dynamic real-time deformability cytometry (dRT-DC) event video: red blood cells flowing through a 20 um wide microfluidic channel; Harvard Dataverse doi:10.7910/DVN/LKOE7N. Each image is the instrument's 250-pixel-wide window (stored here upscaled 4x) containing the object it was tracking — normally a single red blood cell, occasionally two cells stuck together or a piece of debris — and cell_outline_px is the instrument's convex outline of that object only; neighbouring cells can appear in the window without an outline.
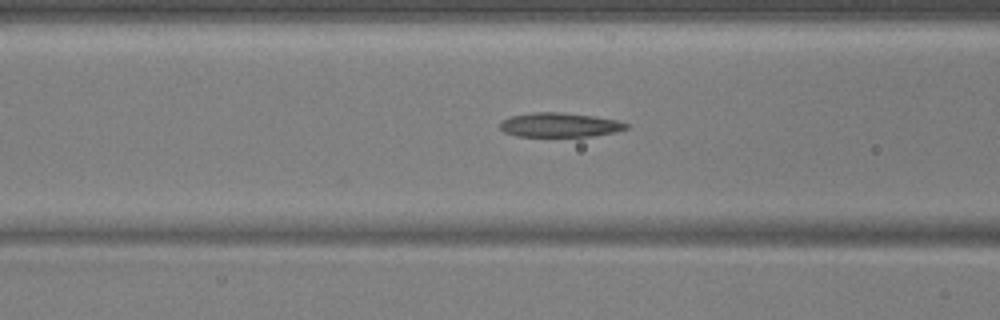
{"species": "common noctule bat (a hibernating species)", "species_latin": "Nyctalus noctula", "temperature_condition": "warm", "stored_images_in_passage": 35, "camera_frame_rate_fps": 3000, "um_per_image_px": 0.085, "animal": {"sex": "male", "body_mass_g": 17.9, "forearm_length_mm": 54.2}, "frame": {"image": 1, "passage_image": 11, "time_ms": 3.333, "image_size_px": [1000, 320], "cell_outline_px": [[628, 128], [616, 132], [592, 136], [516, 136], [504, 132], [500, 128], [500, 120], [512, 116], [532, 112], [560, 112], [592, 116], [616, 120], [628, 124]], "centroid_in_image_um": [47.54, 10.62], "position_along_channel_um": 119.1, "area_um2": 17.8}}
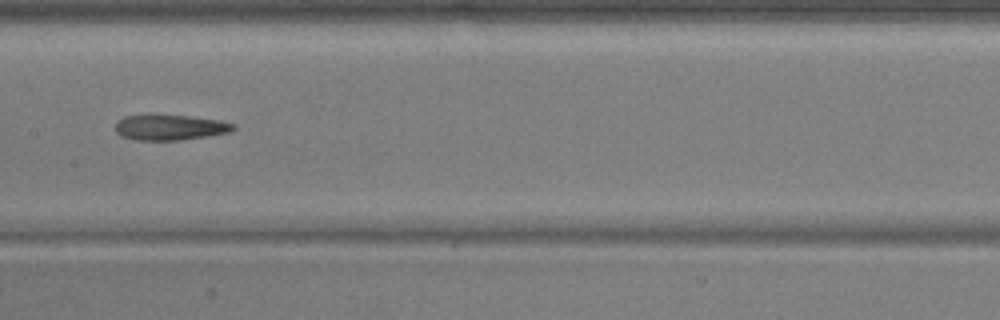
{"frame": {"image": 2, "passage_image": 17, "time_ms": 5.333, "image_size_px": [1000, 320], "cell_outline_px": [[236, 128], [232, 132], [208, 136], [180, 140], [132, 140], [116, 132], [116, 124], [124, 116], [156, 112], [220, 120], [236, 124]], "centroid_in_image_um": [14.47, 10.79], "position_along_channel_um": 192.9, "area_um2": 18.15}}
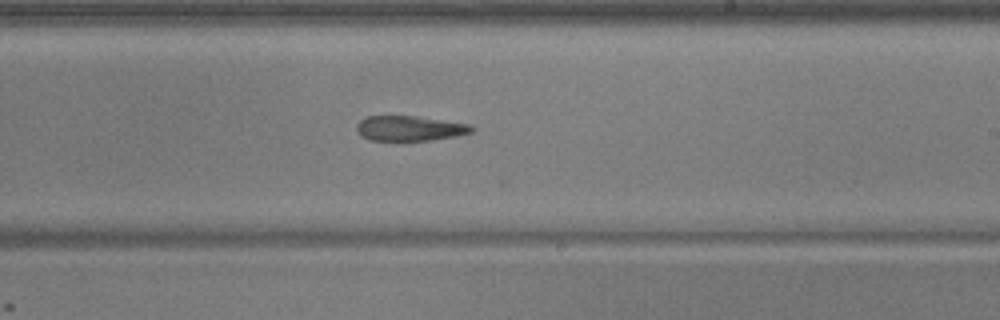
{"frame": {"image": 3, "passage_image": 22, "time_ms": 7.0, "image_size_px": [1000, 320], "cell_outline_px": [[476, 128], [472, 132], [456, 136], [432, 140], [404, 144], [368, 140], [360, 136], [356, 132], [356, 124], [360, 120], [368, 116], [416, 116], [472, 124]], "centroid_in_image_um": [34.79, 10.96], "position_along_channel_um": 254.2, "area_um2": 17.92}}